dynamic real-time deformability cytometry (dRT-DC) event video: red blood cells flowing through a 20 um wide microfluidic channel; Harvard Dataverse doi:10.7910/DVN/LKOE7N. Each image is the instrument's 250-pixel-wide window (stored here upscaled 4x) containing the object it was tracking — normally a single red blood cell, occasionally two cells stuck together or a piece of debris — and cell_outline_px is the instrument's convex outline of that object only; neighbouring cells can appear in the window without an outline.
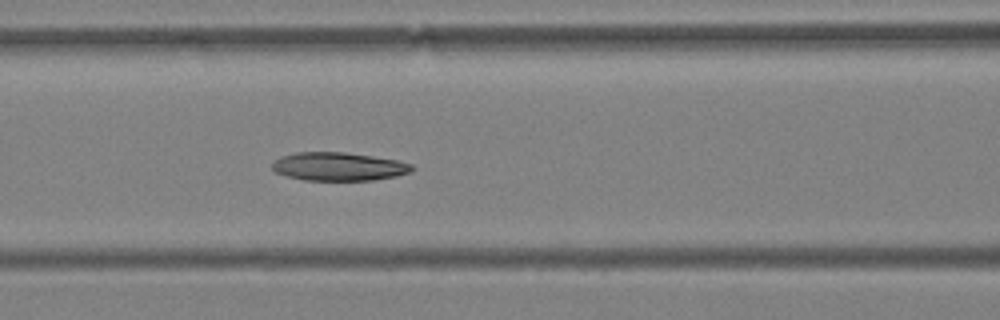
{"species": "Egyptian fruit bat (a non-hibernating species)", "species_latin": "Rousettus aegyptiacus", "temperature_condition": "warm", "stored_images_in_passage": 43, "camera_frame_rate_fps": 3000, "um_per_image_px": 0.085, "animal": {"sex": "female"}, "frame": {"image": 1, "passage_image": 11, "time_ms": 3.333, "image_size_px": [1000, 320], "cell_outline_px": [[416, 168], [412, 172], [396, 176], [372, 180], [304, 180], [288, 176], [276, 172], [272, 168], [272, 160], [280, 156], [296, 152], [344, 152], [372, 156], [396, 160], [412, 164]], "centroid_in_image_um": [28.78, 14.15], "position_along_channel_um": 137.8, "area_um2": 23.18}}
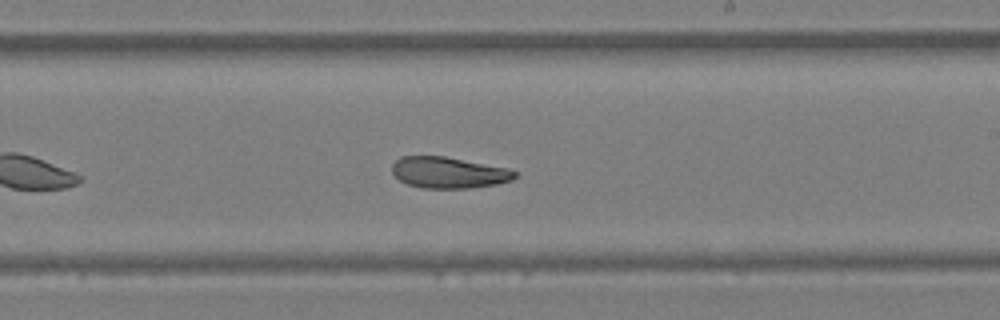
{"frame": {"image": 2, "passage_image": 21, "time_ms": 6.667, "image_size_px": [1000, 320], "cell_outline_px": [[520, 172], [512, 180], [496, 184], [468, 188], [420, 188], [408, 184], [400, 180], [392, 172], [392, 164], [400, 156], [444, 156], [508, 168]], "centroid_in_image_um": [38.14, 14.66], "position_along_channel_um": 250.9, "area_um2": 22.37}}
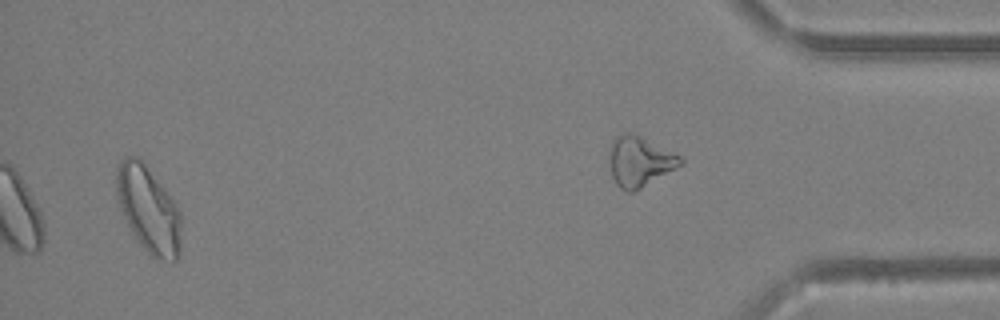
{"frame": {"image": 3, "passage_image": 43, "time_ms": 14.0, "image_size_px": [1000, 320], "cell_outline_px": [[180, 256], [176, 260], [156, 260], [136, 240], [120, 208], [116, 192], [116, 164], [128, 156], [136, 156], [144, 164], [168, 192], [176, 204], [180, 212]], "centroid_in_image_um": [12.62, 17.81], "position_along_channel_um": 422.6, "area_um2": 32.37}, "authors_computed_cell_mechanics": {"area_um2": 23.5246, "velocity_mm_per_s": 3.4006, "shape_relaxation_time_tau1_ms": 5.7897, "shape_relaxation_time_tau2_ms": 3.917, "deformation_change_tau1": 0.1567, "deformation_change_tau2": 0.0939}}